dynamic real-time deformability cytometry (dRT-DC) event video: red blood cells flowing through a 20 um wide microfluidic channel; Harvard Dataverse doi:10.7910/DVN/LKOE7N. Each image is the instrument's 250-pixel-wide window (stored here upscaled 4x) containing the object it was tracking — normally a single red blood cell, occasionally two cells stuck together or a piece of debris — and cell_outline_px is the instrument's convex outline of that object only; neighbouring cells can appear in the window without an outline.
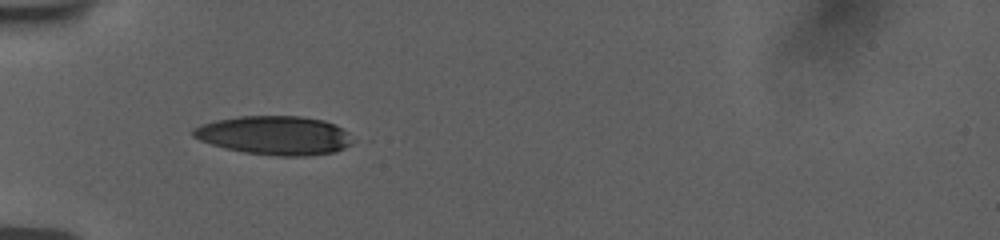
{"species": "human", "species_latin": "Homo sapiens", "temperature_condition": "room temperature", "stored_images_in_passage": 7, "camera_frame_rate_fps": 3000, "um_per_image_px": 0.085, "donor": {"sex": "female"}, "frame": {"image": 1, "passage_image": 3, "time_ms": 1.333, "image_size_px": [1000, 240], "cell_outline_px": [[348, 144], [332, 152], [304, 156], [276, 156], [244, 152], [212, 144], [200, 140], [192, 136], [192, 132], [196, 128], [204, 124], [220, 120], [244, 116], [296, 116], [320, 120], [332, 124], [340, 128], [344, 132]], "centroid_in_image_um": [23.26, 11.51], "position_along_channel_um": 61.7, "area_um2": 34.68}}
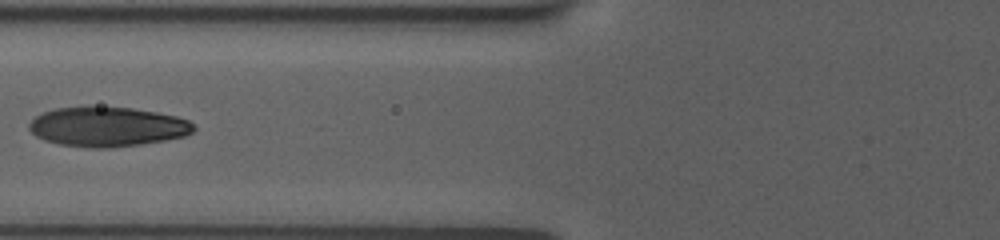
{"frame": {"image": 2, "passage_image": 5, "time_ms": 3.0, "image_size_px": [1000, 240], "cell_outline_px": [[196, 128], [192, 132], [184, 136], [164, 140], [140, 144], [112, 148], [84, 148], [60, 144], [44, 140], [36, 136], [28, 128], [32, 120], [36, 116], [44, 112], [56, 108], [88, 104], [132, 108], [156, 112], [176, 116], [188, 120]], "centroid_in_image_um": [9.1, 10.75], "position_along_channel_um": 116.7, "area_um2": 38.61}}
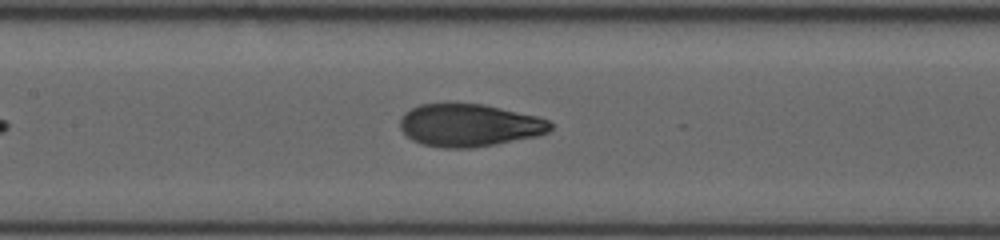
{"frame": {"image": 3, "passage_image": 7, "time_ms": 4.333, "image_size_px": [1000, 240], "cell_outline_px": [[552, 128], [548, 132], [536, 136], [496, 144], [472, 148], [444, 148], [424, 144], [412, 140], [400, 128], [400, 120], [412, 108], [420, 104], [448, 100], [484, 104], [536, 116], [548, 120], [552, 124]], "centroid_in_image_um": [39.87, 10.61], "position_along_channel_um": 167.5, "area_um2": 37.86}}